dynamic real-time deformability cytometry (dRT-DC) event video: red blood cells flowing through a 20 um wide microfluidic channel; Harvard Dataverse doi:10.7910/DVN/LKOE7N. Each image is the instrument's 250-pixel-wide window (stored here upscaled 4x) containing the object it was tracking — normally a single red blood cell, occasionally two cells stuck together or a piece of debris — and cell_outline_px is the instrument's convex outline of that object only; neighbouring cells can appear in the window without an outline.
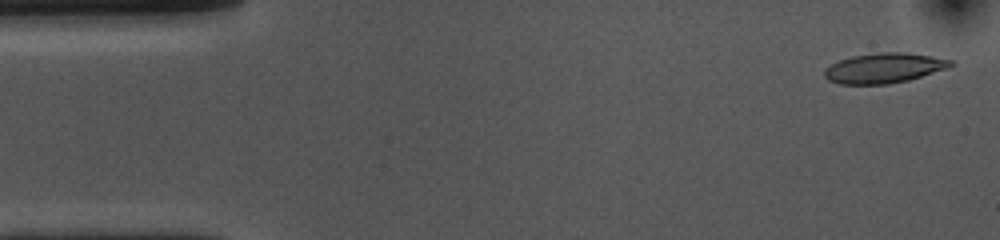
{"species": "common noctule bat (a hibernating species)", "species_latin": "Nyctalus noctula", "temperature_condition": "cold", "stored_images_in_passage": 53, "camera_frame_rate_fps": 3000, "um_per_image_px": 0.085, "animal": {"sex": "female", "body_mass_g": 10.0, "forearm_length_mm": 53.1}, "frame": {"image": 1, "passage_image": 2, "time_ms": 0.333, "image_size_px": [1000, 240], "cell_outline_px": [[956, 64], [948, 68], [908, 80], [888, 84], [840, 84], [828, 80], [824, 76], [824, 68], [840, 60], [852, 56], [880, 52], [904, 52], [932, 56], [956, 60]], "centroid_in_image_um": [75.18, 5.78], "position_along_channel_um": 9.8, "area_um2": 22.2}}
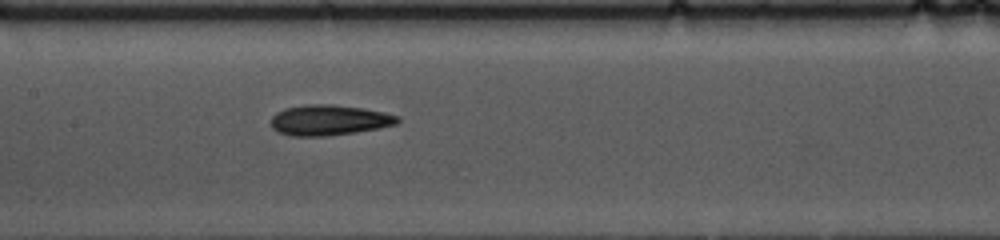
{"frame": {"image": 2, "passage_image": 24, "time_ms": 7.667, "image_size_px": [1000, 240], "cell_outline_px": [[400, 120], [396, 124], [380, 128], [356, 132], [324, 136], [292, 136], [280, 132], [272, 128], [272, 116], [276, 112], [284, 108], [308, 104], [332, 104], [364, 108], [400, 116]], "centroid_in_image_um": [27.99, 10.2], "position_along_channel_um": 179.4, "area_um2": 22.48}}
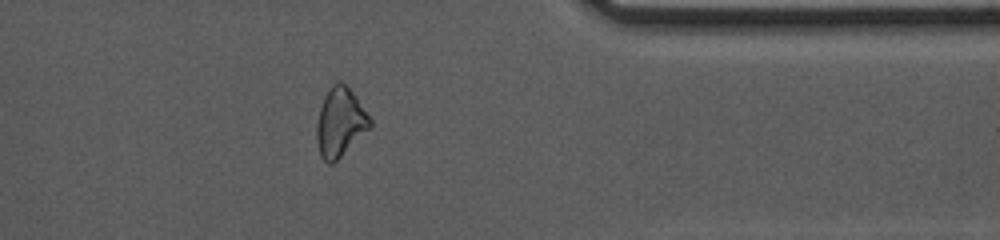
{"frame": {"image": 3, "passage_image": 42, "time_ms": 13.667, "image_size_px": [1000, 240], "cell_outline_px": [[372, 128], [332, 164], [328, 164], [320, 156], [316, 140], [316, 124], [320, 108], [324, 96], [332, 84], [336, 80], [340, 80], [356, 96], [372, 120]], "centroid_in_image_um": [28.92, 10.4], "position_along_channel_um": 382.5, "area_um2": 21.62}, "authors_computed_cell_mechanics": {"area_um2": 21.964, "velocity_mm_per_s": 3.6781, "shape_relaxation_time_tau1_ms": 6.2234, "shape_relaxation_time_tau2_ms": 5.2308, "deformation_change_tau1": 0.1716, "deformation_change_tau2": 0.1547}}